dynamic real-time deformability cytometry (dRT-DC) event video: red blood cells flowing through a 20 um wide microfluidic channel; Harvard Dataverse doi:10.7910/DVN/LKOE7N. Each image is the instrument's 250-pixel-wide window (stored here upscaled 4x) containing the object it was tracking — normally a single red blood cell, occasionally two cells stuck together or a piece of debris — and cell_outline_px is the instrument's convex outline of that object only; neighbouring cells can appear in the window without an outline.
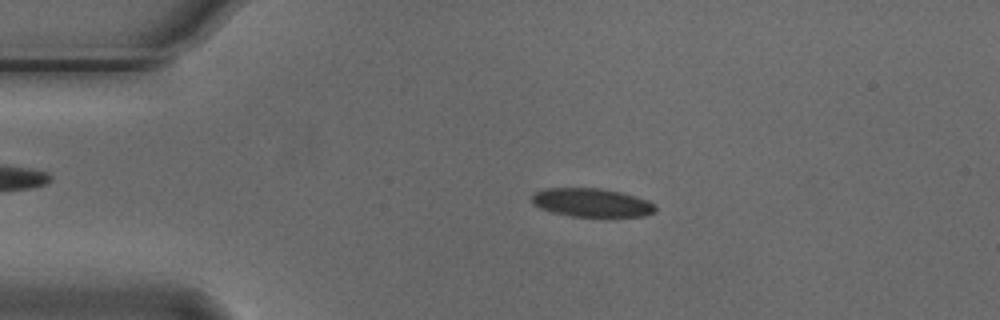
{"species": "Egyptian fruit bat (a non-hibernating species)", "species_latin": "Rousettus aegyptiacus", "temperature_condition": "cold", "stored_images_in_passage": 54, "camera_frame_rate_fps": 3000, "um_per_image_px": 0.085, "animal": {"sex": "male"}, "frame": {"image": 1, "passage_image": 11, "time_ms": 3.333, "image_size_px": [1000, 320], "cell_outline_px": [[656, 212], [644, 216], [572, 216], [552, 212], [540, 208], [532, 204], [532, 196], [536, 192], [544, 188], [600, 188], [620, 192], [648, 200], [656, 204]], "centroid_in_image_um": [50.3, 17.22], "position_along_channel_um": 34.7, "area_um2": 20.52}}
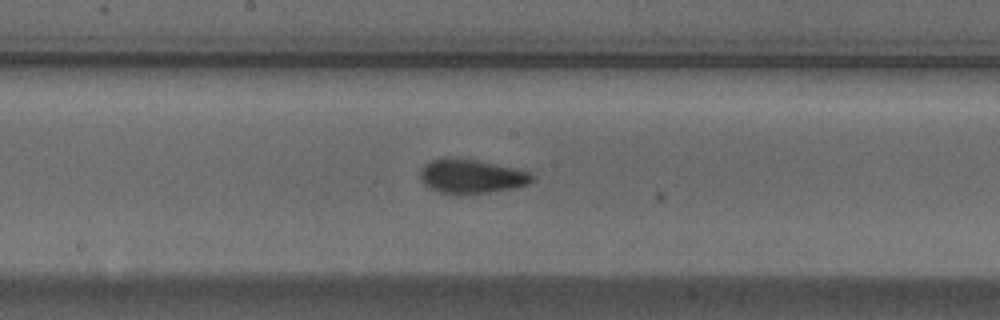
{"frame": {"image": 2, "passage_image": 28, "time_ms": 9.0, "image_size_px": [1000, 320], "cell_outline_px": [[536, 180], [528, 184], [516, 188], [488, 192], [440, 192], [428, 188], [420, 180], [420, 168], [424, 164], [432, 160], [444, 156], [448, 156], [476, 160], [532, 172], [536, 176]], "centroid_in_image_um": [40.08, 14.95], "position_along_channel_um": 208.1, "area_um2": 22.25}}
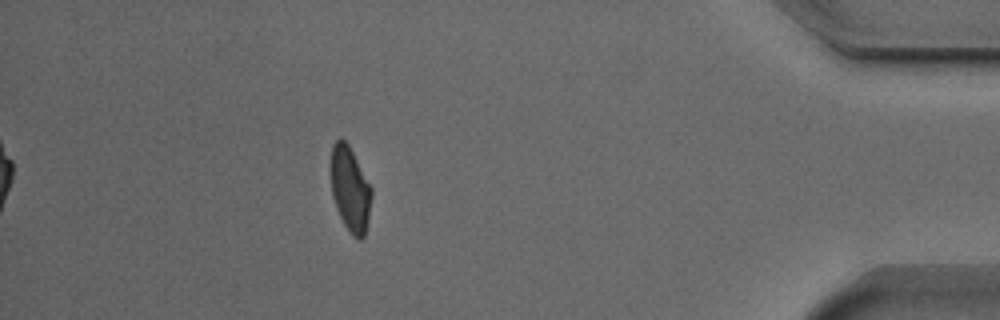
{"frame": {"image": 3, "passage_image": 48, "time_ms": 15.667, "image_size_px": [1000, 320], "cell_outline_px": [[372, 196], [364, 236], [360, 240], [356, 240], [352, 236], [344, 224], [336, 208], [332, 196], [332, 144], [340, 136], [348, 144], [372, 188]], "centroid_in_image_um": [29.77, 16.09], "position_along_channel_um": 405.4, "area_um2": 19.83}, "authors_computed_cell_mechanics": {"area_um2": 21.2704, "velocity_mm_per_s": 3.742, "shape_relaxation_time_tau1_ms": 7.2084, "shape_relaxation_time_tau2_ms": 1.5414, "deformation_change_tau1": 0.1825, "deformation_change_tau2": 0.0733}}